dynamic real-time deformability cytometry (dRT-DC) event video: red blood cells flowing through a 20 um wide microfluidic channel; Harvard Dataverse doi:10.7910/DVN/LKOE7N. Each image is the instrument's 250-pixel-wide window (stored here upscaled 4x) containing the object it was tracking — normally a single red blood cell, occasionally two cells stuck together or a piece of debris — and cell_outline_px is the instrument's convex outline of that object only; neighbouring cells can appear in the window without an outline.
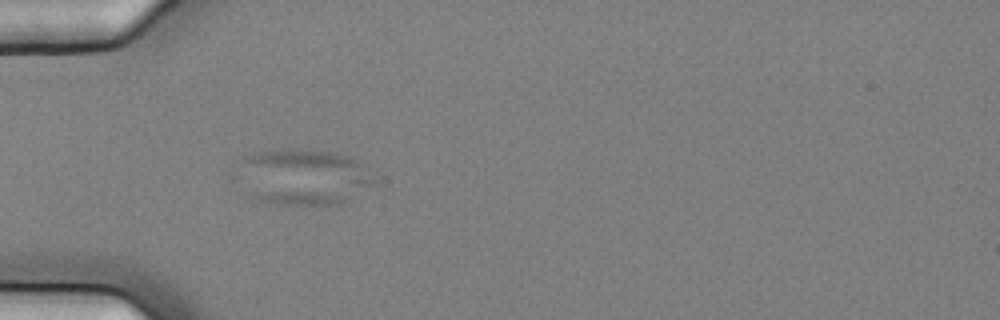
{"species": "common noctule bat (a hibernating species)", "species_latin": "Nyctalus noctula", "temperature_condition": "cold", "stored_images_in_passage": 7, "camera_frame_rate_fps": 3000, "um_per_image_px": 0.085, "animal": {"sex": "female", "body_mass_g": 25.1}, "frame": {"image": 1, "passage_image": 7, "time_ms": 2.0, "image_size_px": [1000, 320], "cell_outline_px": [[376, 184], [348, 200], [340, 204], [276, 204], [256, 200], [244, 196], [240, 164], [240, 160], [244, 156], [252, 152], [284, 148], [292, 148], [332, 152], [348, 156], [356, 160], [376, 180]], "centroid_in_image_um": [25.73, 15.04], "position_along_channel_um": 59.3, "area_um2": 44.85}}